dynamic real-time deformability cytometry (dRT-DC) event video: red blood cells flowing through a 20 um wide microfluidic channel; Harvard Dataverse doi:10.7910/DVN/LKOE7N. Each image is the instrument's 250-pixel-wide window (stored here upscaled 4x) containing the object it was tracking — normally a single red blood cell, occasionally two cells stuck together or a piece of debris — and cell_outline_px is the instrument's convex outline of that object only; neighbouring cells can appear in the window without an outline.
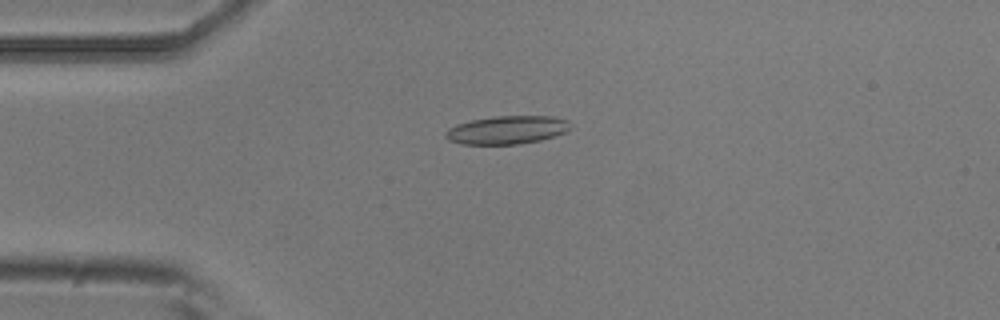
{"species": "common noctule bat (a hibernating species)", "species_latin": "Nyctalus noctula", "temperature_condition": "room temperature", "stored_images_in_passage": 4, "camera_frame_rate_fps": 3000, "um_per_image_px": 0.085, "animal": {"sex": "male", "body_mass_g": 20.5, "forearm_length_mm": 52.5}, "frame": {"image": 1, "passage_image": 4, "time_ms": 1.0, "image_size_px": [1000, 320], "cell_outline_px": [[572, 128], [568, 132], [556, 136], [540, 140], [520, 144], [460, 144], [448, 140], [444, 136], [444, 132], [448, 128], [456, 124], [472, 120], [492, 116], [552, 116], [568, 120], [572, 124]], "centroid_in_image_um": [43.12, 11.04], "position_along_channel_um": 41.9, "area_um2": 20.92}}